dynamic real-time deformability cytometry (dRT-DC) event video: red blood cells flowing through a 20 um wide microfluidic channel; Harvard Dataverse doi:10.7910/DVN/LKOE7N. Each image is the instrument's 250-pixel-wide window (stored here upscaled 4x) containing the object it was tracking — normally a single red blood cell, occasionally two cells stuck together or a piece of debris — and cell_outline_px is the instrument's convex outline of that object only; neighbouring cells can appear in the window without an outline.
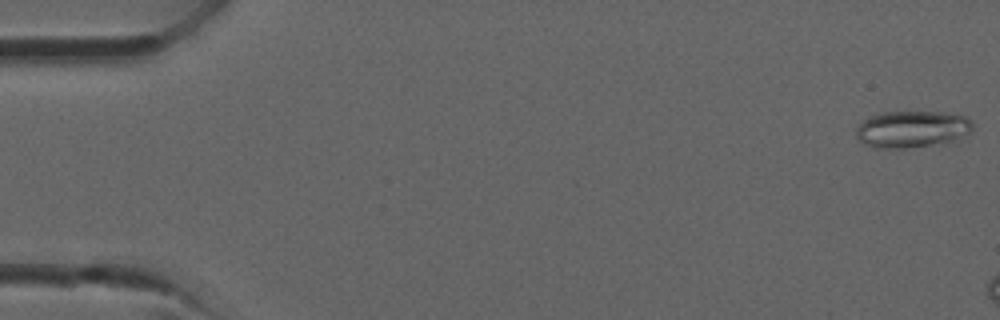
{"species": "common noctule bat (a hibernating species)", "species_latin": "Nyctalus noctula", "temperature_condition": "room temperature", "stored_images_in_passage": 5, "camera_frame_rate_fps": 3000, "um_per_image_px": 0.085, "animal": {"sex": "male", "forearm_length_mm": 52.5}, "frame": {"image": 1, "passage_image": 1, "time_ms": 0.0, "image_size_px": [1000, 320], "cell_outline_px": [[972, 128], [968, 132], [952, 140], [904, 148], [872, 148], [864, 144], [856, 136], [856, 128], [868, 116], [880, 112], [940, 112], [964, 116], [972, 120]], "centroid_in_image_um": [77.43, 10.96], "position_along_channel_um": 7.6, "area_um2": 24.57}}